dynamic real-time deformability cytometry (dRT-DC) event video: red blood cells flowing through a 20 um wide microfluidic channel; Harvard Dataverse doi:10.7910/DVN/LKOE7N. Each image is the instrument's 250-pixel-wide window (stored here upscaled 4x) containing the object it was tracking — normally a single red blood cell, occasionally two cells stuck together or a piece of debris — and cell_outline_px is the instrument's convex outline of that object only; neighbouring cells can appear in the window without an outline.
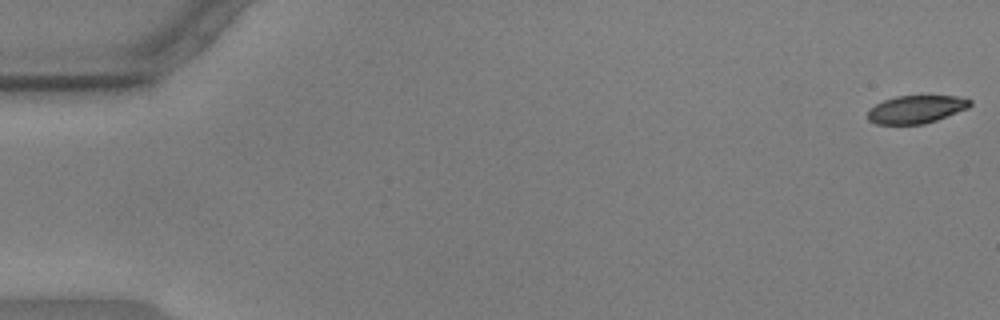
{"species": "common noctule bat (a hibernating species)", "species_latin": "Nyctalus noctula", "temperature_condition": "warm", "stored_images_in_passage": 52, "camera_frame_rate_fps": 3000, "um_per_image_px": 0.085, "animal": {"sex": "male", "body_mass_g": 17.9, "forearm_length_mm": 54.2}, "frame": {"image": 1, "passage_image": 1, "time_ms": 0.0, "image_size_px": [1000, 320], "cell_outline_px": [[972, 104], [968, 108], [936, 120], [924, 124], [876, 124], [868, 120], [868, 108], [884, 100], [896, 96], [956, 96], [972, 100]], "centroid_in_image_um": [77.86, 9.29], "position_along_channel_um": 7.1, "area_um2": 16.59}}
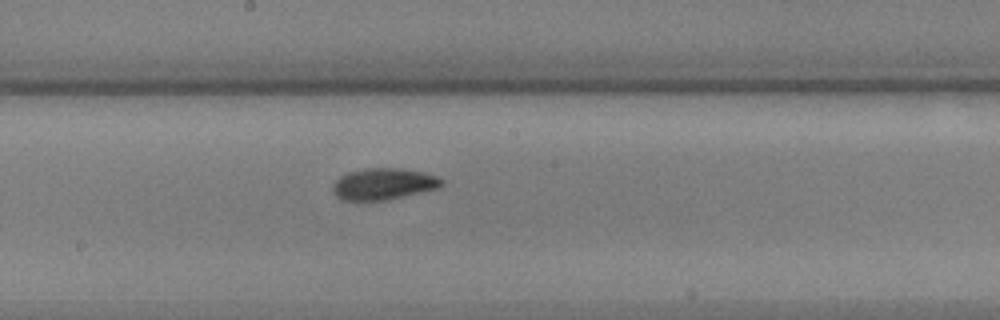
{"frame": {"image": 2, "passage_image": 31, "time_ms": 10.0, "image_size_px": [1000, 320], "cell_outline_px": [[444, 184], [440, 188], [388, 200], [356, 204], [344, 200], [336, 196], [332, 192], [332, 188], [336, 180], [340, 176], [348, 172], [364, 168], [400, 168], [424, 172], [436, 176], [444, 180]], "centroid_in_image_um": [32.57, 15.68], "position_along_channel_um": 215.6, "area_um2": 20.81}}
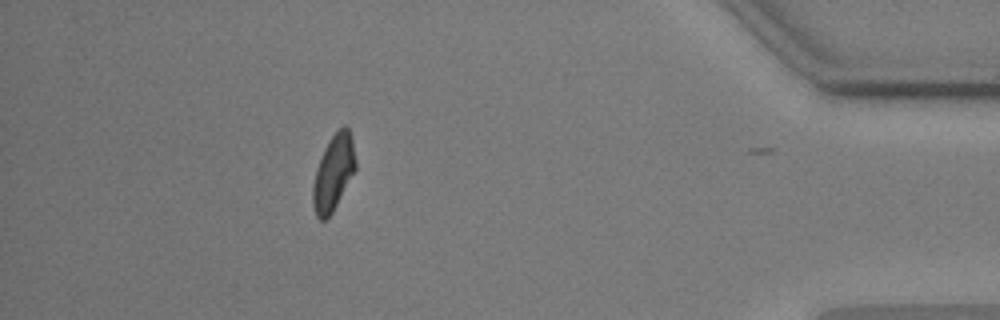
{"frame": {"image": 3, "passage_image": 51, "time_ms": 16.667, "image_size_px": [1000, 320], "cell_outline_px": [[356, 168], [332, 212], [324, 220], [320, 220], [316, 216], [312, 204], [312, 184], [316, 168], [324, 148], [332, 136], [344, 124], [348, 128], [352, 140], [356, 160]], "centroid_in_image_um": [28.32, 14.68], "position_along_channel_um": 406.9, "area_um2": 18.61}, "authors_computed_cell_mechanics": {"area_um2": 19.1896, "velocity_mm_per_s": 3.5802, "shape_relaxation_time_tau1_ms": 3.688, "shape_relaxation_time_tau2_ms": 3.2302, "deformation_change_tau1": 0.1158, "deformation_change_tau2": 0.0795}}